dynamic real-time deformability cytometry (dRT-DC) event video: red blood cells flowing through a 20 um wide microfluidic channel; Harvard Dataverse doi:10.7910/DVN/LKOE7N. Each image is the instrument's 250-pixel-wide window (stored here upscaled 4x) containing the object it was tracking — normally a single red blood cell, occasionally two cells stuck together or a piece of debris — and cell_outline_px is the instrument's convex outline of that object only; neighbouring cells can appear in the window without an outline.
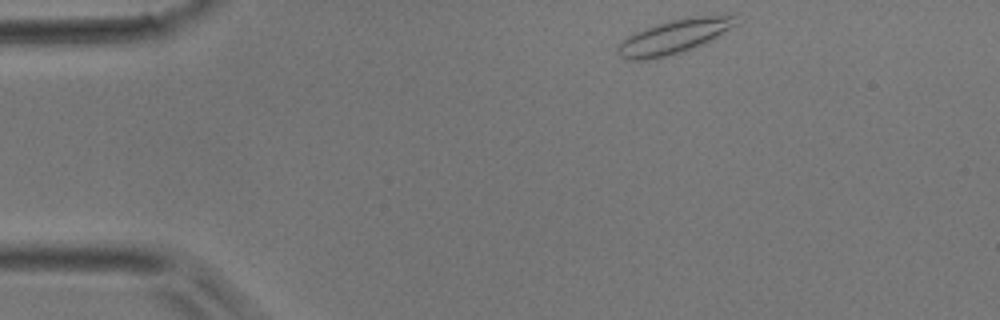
{"species": "common noctule bat (a hibernating species)", "species_latin": "Nyctalus noctula", "temperature_condition": "room temperature", "stored_images_in_passage": 39, "camera_frame_rate_fps": 3000, "um_per_image_px": 0.085, "animal": {"sex": "male", "body_mass_g": 17.9}, "frame": {"image": 1, "passage_image": 1, "time_ms": 0.0, "image_size_px": [1000, 320], "cell_outline_px": [[740, 24], [692, 48], [656, 60], [628, 60], [620, 56], [616, 52], [616, 44], [628, 36], [644, 28], [672, 20], [688, 16], [736, 12]], "centroid_in_image_um": [57.36, 3.07], "position_along_channel_um": 27.6, "area_um2": 24.1}}
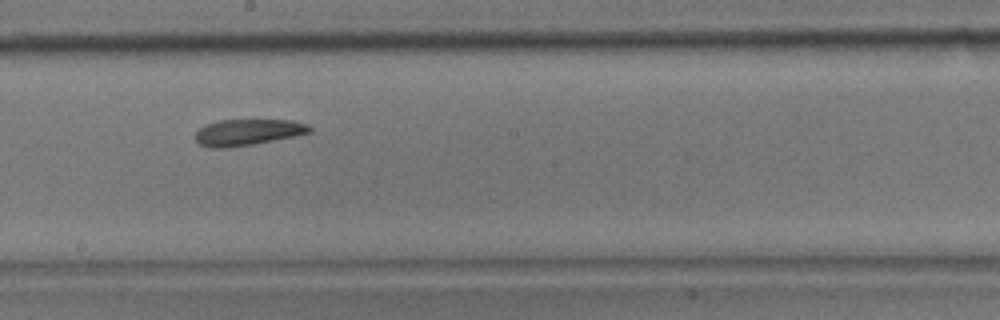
{"frame": {"image": 2, "passage_image": 19, "time_ms": 6.0, "image_size_px": [1000, 320], "cell_outline_px": [[312, 132], [252, 144], [224, 148], [208, 148], [200, 144], [196, 140], [196, 132], [204, 124], [220, 120], [292, 120], [308, 124], [312, 128]], "centroid_in_image_um": [21.04, 11.23], "position_along_channel_um": 227.2, "area_um2": 17.34}}
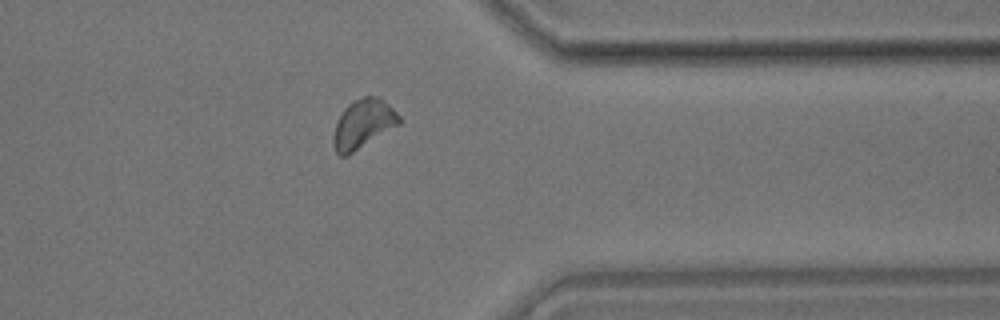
{"frame": {"image": 3, "passage_image": 30, "time_ms": 9.667, "image_size_px": [1000, 320], "cell_outline_px": [[400, 124], [348, 156], [340, 156], [336, 152], [332, 144], [332, 136], [336, 124], [344, 108], [352, 100], [364, 96], [380, 96], [400, 116]], "centroid_in_image_um": [30.85, 10.54], "position_along_channel_um": 380.5, "area_um2": 18.96}}